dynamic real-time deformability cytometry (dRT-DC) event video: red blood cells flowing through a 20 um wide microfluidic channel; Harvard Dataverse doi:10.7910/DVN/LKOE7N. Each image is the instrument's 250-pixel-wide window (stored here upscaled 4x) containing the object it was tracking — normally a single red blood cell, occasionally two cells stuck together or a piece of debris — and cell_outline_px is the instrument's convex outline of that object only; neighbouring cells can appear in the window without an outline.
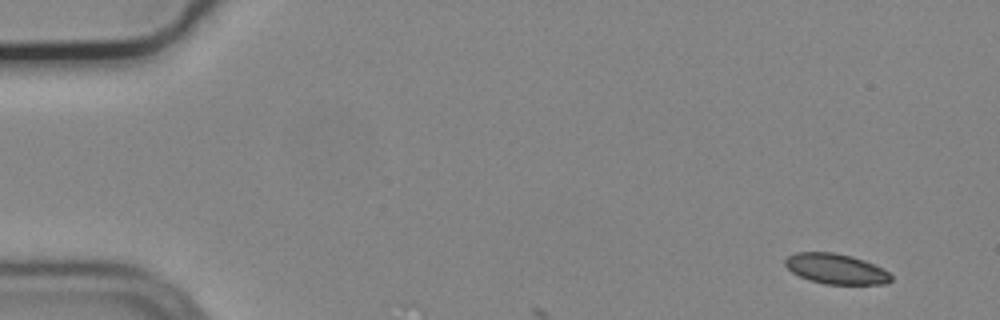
{"species": "common noctule bat (a hibernating species)", "species_latin": "Nyctalus noctula", "temperature_condition": "cold", "stored_images_in_passage": 6, "camera_frame_rate_fps": 3000, "um_per_image_px": 0.085, "animal": {"sex": "male", "body_mass_g": 19.2, "forearm_length_mm": 51.8}, "frame": {"image": 1, "passage_image": 1, "time_ms": 0.0, "image_size_px": [1000, 320], "cell_outline_px": [[892, 280], [884, 284], [824, 284], [808, 280], [792, 272], [784, 264], [784, 260], [788, 256], [796, 252], [832, 252], [852, 256], [864, 260], [888, 272], [892, 276]], "centroid_in_image_um": [71.02, 22.85], "position_along_channel_um": 14.0, "area_um2": 18.61}}